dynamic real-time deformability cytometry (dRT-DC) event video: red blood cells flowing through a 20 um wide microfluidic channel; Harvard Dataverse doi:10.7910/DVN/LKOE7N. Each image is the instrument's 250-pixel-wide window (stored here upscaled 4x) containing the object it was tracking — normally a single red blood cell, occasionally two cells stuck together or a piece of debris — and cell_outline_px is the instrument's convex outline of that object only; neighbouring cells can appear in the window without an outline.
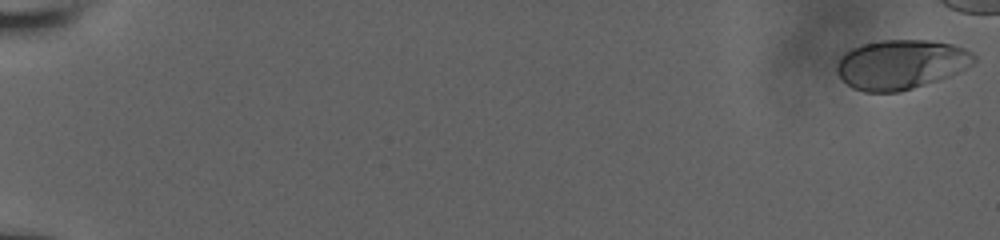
{"species": "human", "species_latin": "Homo sapiens", "temperature_condition": "room temperature", "stored_images_in_passage": 9, "camera_frame_rate_fps": 3000, "um_per_image_px": 0.085, "donor": {"sex": "male"}, "frame": {"image": 1, "passage_image": 1, "time_ms": 0.0, "image_size_px": [1000, 240], "cell_outline_px": [[976, 60], [972, 64], [948, 76], [900, 92], [864, 92], [852, 88], [840, 76], [836, 68], [836, 64], [840, 56], [844, 52], [860, 44], [880, 40], [932, 40], [952, 44], [964, 48], [972, 52], [976, 56]], "centroid_in_image_um": [76.55, 5.46], "position_along_channel_um": 8.5, "area_um2": 39.54}}